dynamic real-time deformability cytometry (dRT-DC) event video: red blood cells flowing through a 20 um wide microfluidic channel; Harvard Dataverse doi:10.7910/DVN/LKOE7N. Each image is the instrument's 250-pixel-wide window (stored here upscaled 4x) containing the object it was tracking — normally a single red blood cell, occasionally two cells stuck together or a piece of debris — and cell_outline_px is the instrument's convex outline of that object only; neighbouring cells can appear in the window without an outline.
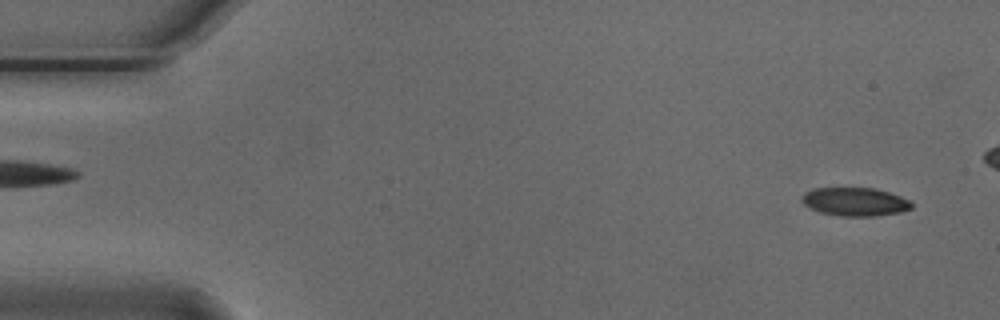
{"species": "Egyptian fruit bat (a non-hibernating species)", "species_latin": "Rousettus aegyptiacus", "temperature_condition": "cold", "stored_images_in_passage": 47, "camera_frame_rate_fps": 3000, "um_per_image_px": 0.085, "animal": {"sex": "male"}, "frame": {"image": 1, "passage_image": 1, "time_ms": 0.0, "image_size_px": [1000, 320], "cell_outline_px": [[912, 208], [900, 212], [876, 216], [844, 216], [820, 212], [804, 204], [800, 200], [804, 192], [812, 188], [876, 188], [900, 196], [908, 200], [912, 204]], "centroid_in_image_um": [72.66, 17.14], "position_along_channel_um": 12.3, "area_um2": 18.09}}
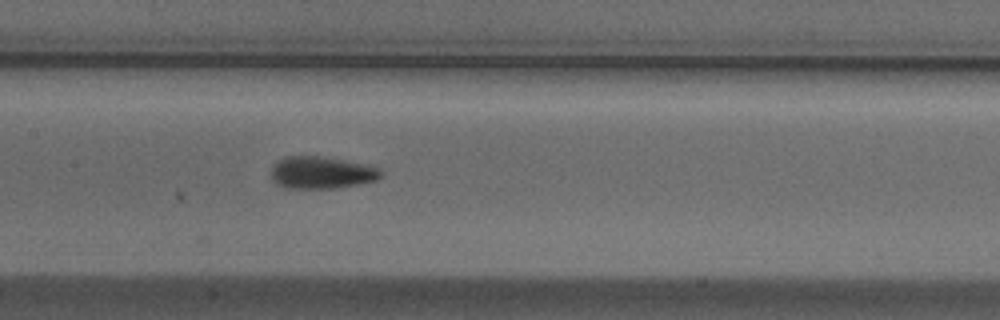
{"frame": {"image": 2, "passage_image": 24, "time_ms": 7.667, "image_size_px": [1000, 320], "cell_outline_px": [[384, 172], [376, 180], [360, 184], [336, 188], [284, 188], [276, 184], [272, 180], [272, 168], [284, 156], [320, 156], [380, 168]], "centroid_in_image_um": [27.31, 14.69], "position_along_channel_um": 180.1, "area_um2": 20.35}}
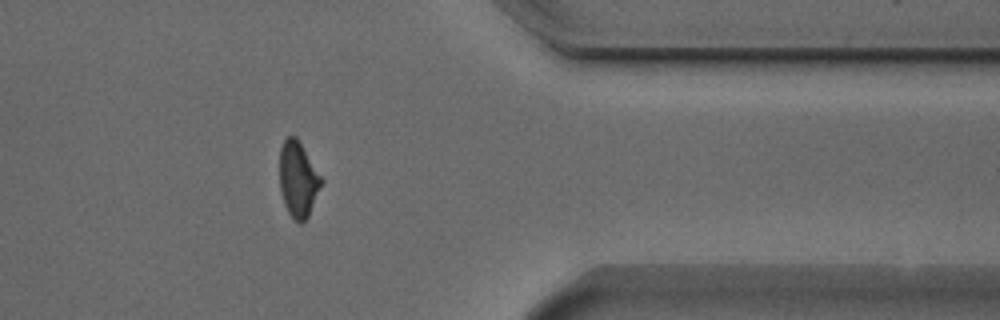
{"frame": {"image": 3, "passage_image": 42, "time_ms": 13.667, "image_size_px": [1000, 320], "cell_outline_px": [[324, 180], [308, 216], [300, 224], [288, 212], [284, 204], [280, 188], [280, 148], [284, 140], [288, 136], [296, 136]], "centroid_in_image_um": [25.34, 15.23], "position_along_channel_um": 386.1, "area_um2": 18.21}, "authors_computed_cell_mechanics": {"area_um2": 19.2474, "velocity_mm_per_s": 3.7201, "shape_relaxation_time_tau1_ms": 2.1302, "shape_relaxation_time_tau2_ms": 1.7809, "deformation_change_tau1": 0.1276, "deformation_change_tau2": 0.079}}